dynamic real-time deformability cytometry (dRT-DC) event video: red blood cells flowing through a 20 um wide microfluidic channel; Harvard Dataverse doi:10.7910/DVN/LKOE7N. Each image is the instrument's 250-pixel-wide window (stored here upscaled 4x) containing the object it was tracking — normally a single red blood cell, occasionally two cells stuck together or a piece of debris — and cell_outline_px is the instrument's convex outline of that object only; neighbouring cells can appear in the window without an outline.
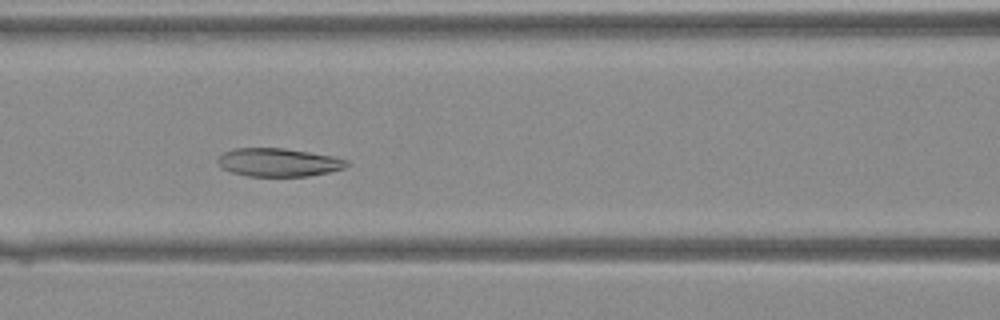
{"species": "Egyptian fruit bat (a non-hibernating species)", "species_latin": "Rousettus aegyptiacus", "temperature_condition": "warm", "stored_images_in_passage": 39, "camera_frame_rate_fps": 3000, "um_per_image_px": 0.085, "animal": {"sex": "female"}, "frame": {"image": 1, "passage_image": 15, "time_ms": 4.667, "image_size_px": [1000, 320], "cell_outline_px": [[352, 164], [344, 168], [328, 172], [308, 176], [248, 176], [232, 172], [220, 168], [216, 164], [216, 160], [224, 152], [236, 148], [284, 148], [332, 156], [348, 160]], "centroid_in_image_um": [23.66, 13.8], "position_along_channel_um": 142.9, "area_um2": 21.33}}
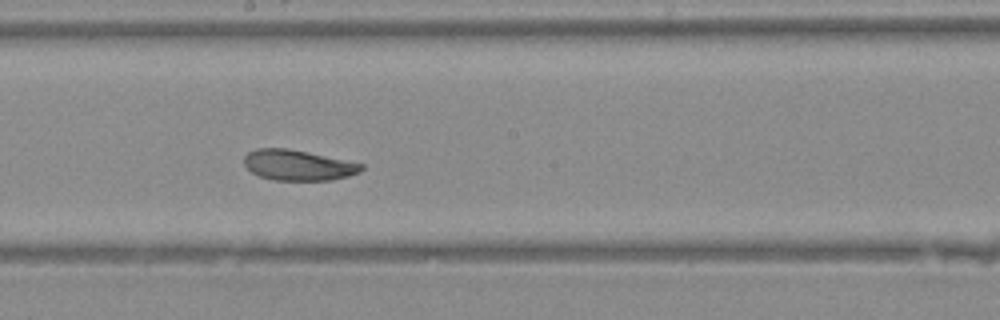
{"frame": {"image": 2, "passage_image": 20, "time_ms": 6.333, "image_size_px": [1000, 320], "cell_outline_px": [[364, 168], [360, 172], [348, 176], [332, 180], [272, 180], [260, 176], [252, 172], [244, 164], [244, 156], [248, 152], [256, 148], [288, 148], [308, 152], [364, 164]], "centroid_in_image_um": [25.33, 14.03], "position_along_channel_um": 222.9, "area_um2": 20.87}}
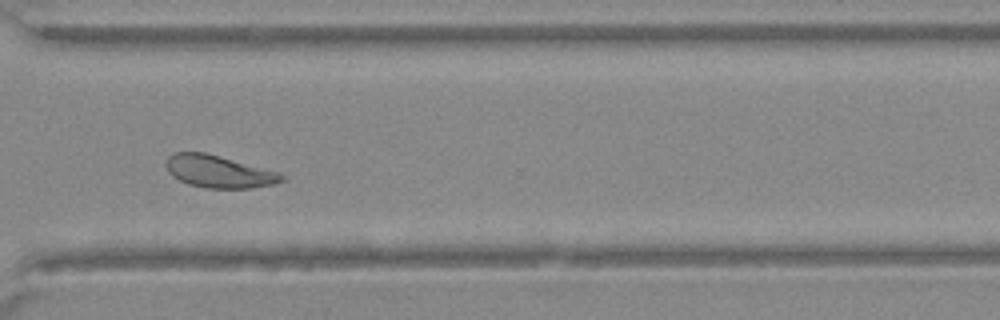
{"frame": {"image": 3, "passage_image": 28, "time_ms": 9.0, "image_size_px": [1000, 320], "cell_outline_px": [[288, 180], [272, 184], [252, 188], [204, 188], [188, 184], [172, 176], [168, 172], [168, 156], [176, 152], [204, 152], [280, 172]], "centroid_in_image_um": [18.64, 14.59], "position_along_channel_um": 352.0, "area_um2": 21.68}}